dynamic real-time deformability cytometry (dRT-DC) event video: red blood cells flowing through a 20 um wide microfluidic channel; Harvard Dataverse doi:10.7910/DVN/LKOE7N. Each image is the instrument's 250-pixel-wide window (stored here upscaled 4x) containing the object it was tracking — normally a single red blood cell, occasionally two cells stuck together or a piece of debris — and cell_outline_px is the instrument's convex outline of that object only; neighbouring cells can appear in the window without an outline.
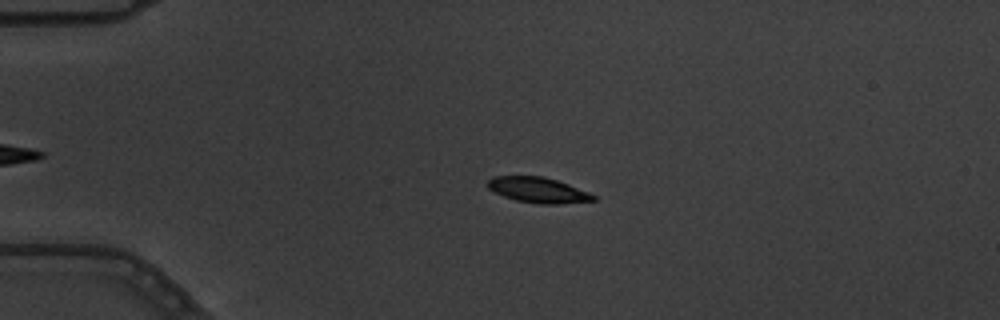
{"species": "common noctule bat (a hibernating species)", "species_latin": "Nyctalus noctula", "temperature_condition": "warm", "stored_images_in_passage": 4, "camera_frame_rate_fps": 3000, "um_per_image_px": 0.085, "animal": {"sex": "male", "body_mass_g": 19.5, "forearm_length_mm": 54.6}, "frame": {"image": 1, "passage_image": 3, "time_ms": 0.667, "image_size_px": [1000, 320], "cell_outline_px": [[596, 200], [560, 204], [540, 204], [516, 200], [504, 196], [488, 188], [488, 180], [492, 176], [544, 176], [568, 184], [588, 192], [596, 196]], "centroid_in_image_um": [45.74, 16.15], "position_along_channel_um": 39.3, "area_um2": 15.55}}